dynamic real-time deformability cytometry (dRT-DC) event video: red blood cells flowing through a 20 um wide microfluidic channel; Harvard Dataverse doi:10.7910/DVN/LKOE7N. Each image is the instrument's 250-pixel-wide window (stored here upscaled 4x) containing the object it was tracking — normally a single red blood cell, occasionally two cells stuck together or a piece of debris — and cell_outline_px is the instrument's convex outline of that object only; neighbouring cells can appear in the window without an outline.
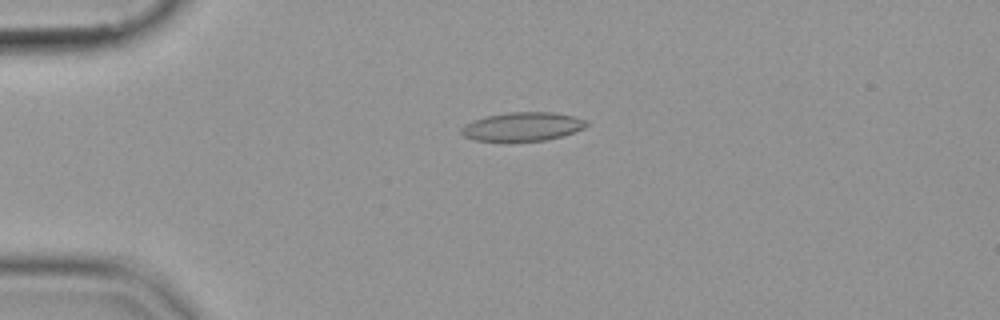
{"species": "common noctule bat (a hibernating species)", "species_latin": "Nyctalus noctula", "temperature_condition": "cold", "stored_images_in_passage": 55, "camera_frame_rate_fps": 3000, "um_per_image_px": 0.085, "animal": {"sex": "female", "body_mass_g": 19.9}, "frame": {"image": 1, "passage_image": 14, "time_ms": 4.333, "image_size_px": [1000, 320], "cell_outline_px": [[588, 124], [584, 128], [564, 136], [544, 140], [476, 140], [464, 136], [460, 132], [460, 128], [464, 124], [472, 120], [484, 116], [508, 112], [552, 112], [572, 116], [588, 120]], "centroid_in_image_um": [44.41, 10.74], "position_along_channel_um": 40.6, "area_um2": 20.87}}
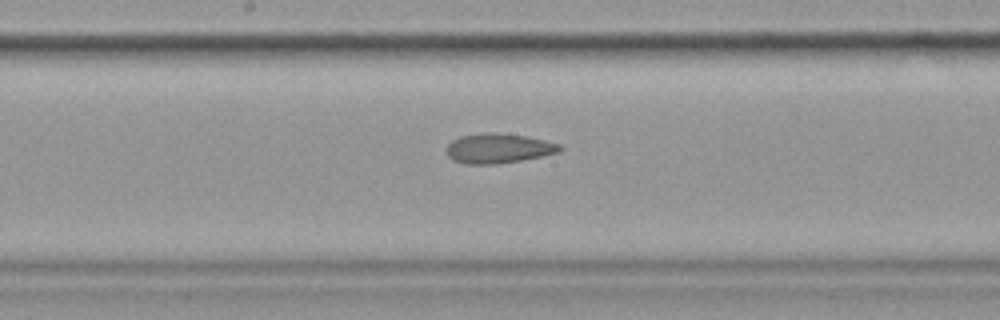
{"frame": {"image": 2, "passage_image": 30, "time_ms": 9.667, "image_size_px": [1000, 320], "cell_outline_px": [[564, 148], [560, 152], [544, 156], [496, 164], [464, 164], [452, 160], [448, 156], [448, 144], [452, 140], [460, 136], [480, 132], [496, 132], [528, 136], [560, 144]], "centroid_in_image_um": [42.38, 12.6], "position_along_channel_um": 205.8, "area_um2": 19.88}}
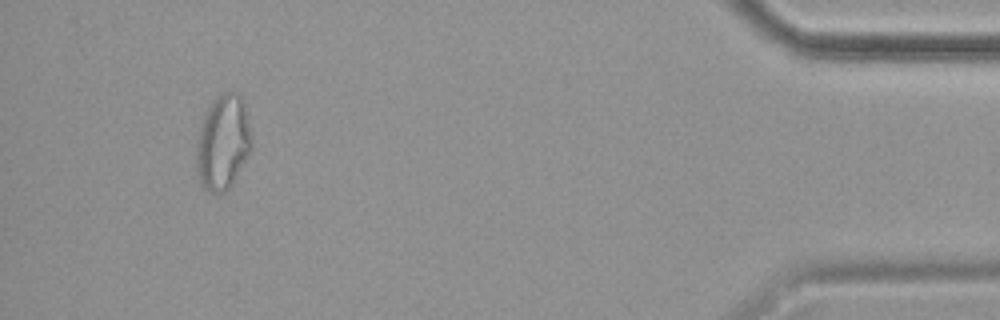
{"frame": {"image": 3, "passage_image": 52, "time_ms": 17.0, "image_size_px": [1000, 320], "cell_outline_px": [[252, 148], [232, 184], [224, 192], [212, 192], [204, 188], [200, 184], [196, 168], [196, 148], [200, 124], [212, 100], [216, 96], [224, 92], [232, 92], [244, 96], [252, 144]], "centroid_in_image_um": [18.95, 12.08], "position_along_channel_um": 416.3, "area_um2": 30.63}}